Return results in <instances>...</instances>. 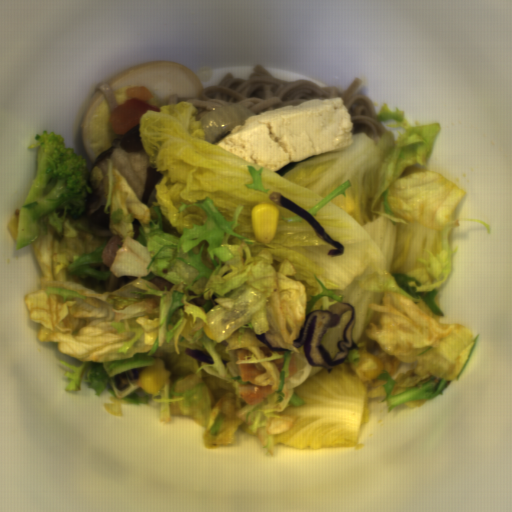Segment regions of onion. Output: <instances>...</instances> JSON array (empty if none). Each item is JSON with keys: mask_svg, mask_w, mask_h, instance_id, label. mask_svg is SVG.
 Wrapping results in <instances>:
<instances>
[{"mask_svg": "<svg viewBox=\"0 0 512 512\" xmlns=\"http://www.w3.org/2000/svg\"><path fill=\"white\" fill-rule=\"evenodd\" d=\"M258 116L244 105L229 103L205 114L199 119L205 133V141L216 144L239 125H245L246 119Z\"/></svg>", "mask_w": 512, "mask_h": 512, "instance_id": "onion-1", "label": "onion"}]
</instances>
